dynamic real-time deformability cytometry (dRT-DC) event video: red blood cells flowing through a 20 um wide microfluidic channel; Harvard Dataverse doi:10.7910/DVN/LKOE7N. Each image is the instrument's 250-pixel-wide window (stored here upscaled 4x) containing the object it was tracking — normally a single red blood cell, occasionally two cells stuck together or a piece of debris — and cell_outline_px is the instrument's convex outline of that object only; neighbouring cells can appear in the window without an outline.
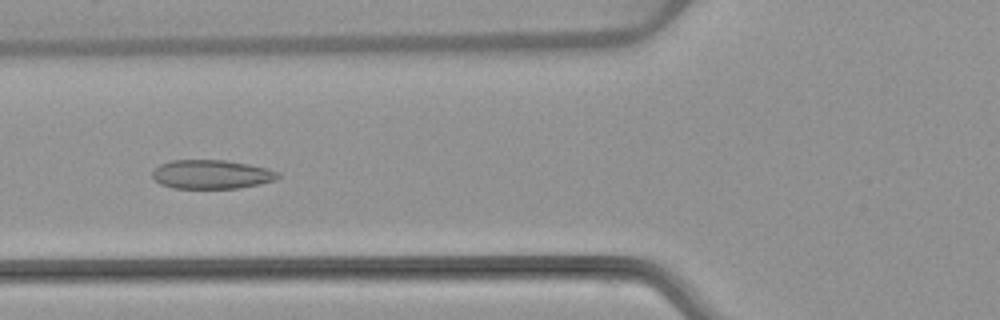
{"species": "common noctule bat (a hibernating species)", "species_latin": "Nyctalus noctula", "temperature_condition": "warm", "stored_images_in_passage": 5, "camera_frame_rate_fps": 3000, "um_per_image_px": 0.085, "animal": {"sex": "female", "body_mass_g": 22.7, "forearm_length_mm": 54.2}, "frame": {"image": 1, "passage_image": 5, "time_ms": 4.667, "image_size_px": [1000, 320], "cell_outline_px": [[280, 176], [276, 180], [260, 184], [236, 188], [172, 188], [160, 184], [152, 176], [152, 172], [160, 164], [172, 160], [224, 160], [248, 164], [268, 168], [280, 172]], "centroid_in_image_um": [18.0, 14.82], "position_along_channel_um": 107.8, "area_um2": 21.21}}